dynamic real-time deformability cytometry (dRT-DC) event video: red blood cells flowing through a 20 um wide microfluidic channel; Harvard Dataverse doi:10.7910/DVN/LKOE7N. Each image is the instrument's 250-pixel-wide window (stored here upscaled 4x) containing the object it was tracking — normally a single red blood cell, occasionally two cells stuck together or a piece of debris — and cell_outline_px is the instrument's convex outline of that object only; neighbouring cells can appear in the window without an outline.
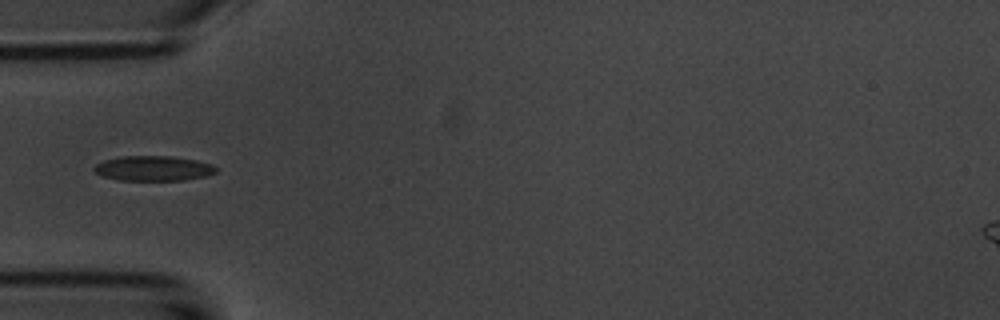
{"species": "common noctule bat (a hibernating species)", "species_latin": "Nyctalus noctula", "temperature_condition": "room temperature", "stored_images_in_passage": 4, "camera_frame_rate_fps": 3000, "um_per_image_px": 0.085, "animal": {"sex": "male", "body_mass_g": 20.1, "forearm_length_mm": 53.5}, "frame": {"image": 1, "passage_image": 4, "time_ms": 3.333, "image_size_px": [1000, 320], "cell_outline_px": [[216, 172], [204, 176], [184, 180], [120, 180], [104, 176], [96, 172], [92, 168], [96, 164], [104, 160], [120, 156], [172, 156], [196, 160], [212, 164], [216, 168]], "centroid_in_image_um": [13.03, 14.3], "position_along_channel_um": 72.0, "area_um2": 17.63}}